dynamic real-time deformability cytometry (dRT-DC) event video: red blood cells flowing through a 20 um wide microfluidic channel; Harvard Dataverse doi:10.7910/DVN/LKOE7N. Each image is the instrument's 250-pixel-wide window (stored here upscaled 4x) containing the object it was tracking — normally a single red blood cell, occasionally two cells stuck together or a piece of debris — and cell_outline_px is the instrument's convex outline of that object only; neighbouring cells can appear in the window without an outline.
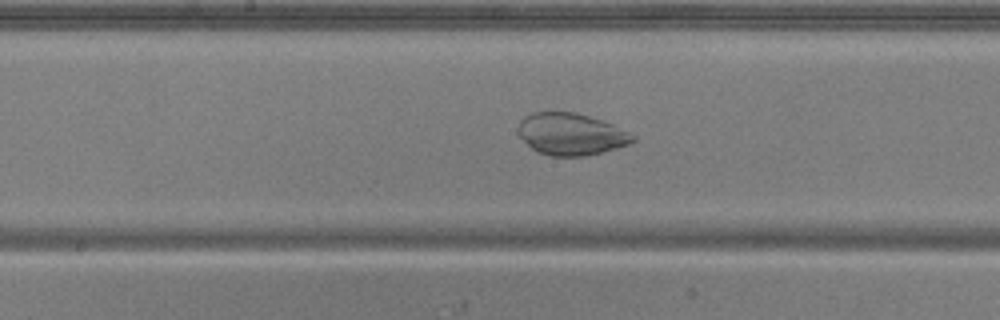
{"species": "common noctule bat (a hibernating species)", "species_latin": "Nyctalus noctula", "temperature_condition": "warm", "stored_images_in_passage": 47, "camera_frame_rate_fps": 3000, "um_per_image_px": 0.085, "animal": {"sex": "male", "body_mass_g": 20.5, "forearm_length_mm": 52.5}, "frame": {"image": 1, "passage_image": 21, "time_ms": 6.667, "image_size_px": [1000, 320], "cell_outline_px": [[636, 140], [628, 144], [616, 148], [584, 156], [548, 156], [536, 152], [520, 136], [516, 128], [520, 120], [524, 116], [532, 112], [576, 112], [612, 124], [636, 136]], "centroid_in_image_um": [48.49, 11.4], "position_along_channel_um": 199.7, "area_um2": 27.98}}